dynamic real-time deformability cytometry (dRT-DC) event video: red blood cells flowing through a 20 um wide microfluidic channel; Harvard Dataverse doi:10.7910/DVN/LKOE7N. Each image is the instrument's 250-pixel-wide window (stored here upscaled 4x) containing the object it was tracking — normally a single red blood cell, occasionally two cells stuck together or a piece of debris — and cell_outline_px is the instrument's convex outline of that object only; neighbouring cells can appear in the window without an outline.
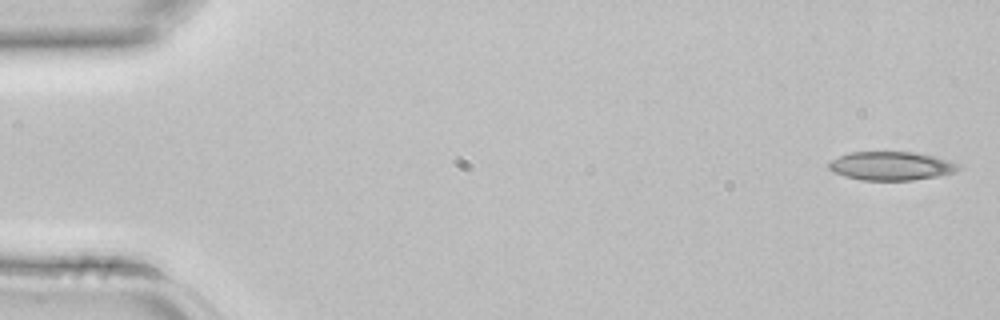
{"species": "common noctule bat (a hibernating species)", "species_latin": "Nyctalus noctula", "temperature_condition": "room temperature", "stored_images_in_passage": 4, "camera_frame_rate_fps": 3000, "um_per_image_px": 0.085, "animal": {"sex": "female", "body_mass_g": 22.7, "forearm_length_mm": 54.2}, "frame": {"image": 1, "passage_image": 1, "time_ms": 0.0, "image_size_px": [1000, 320], "cell_outline_px": [[960, 168], [956, 172], [940, 176], [912, 180], [860, 180], [844, 176], [832, 172], [828, 168], [828, 164], [832, 160], [848, 152], [916, 152], [948, 160], [960, 164]], "centroid_in_image_um": [75.75, 14.11], "position_along_channel_um": 9.2, "area_um2": 21.73}}
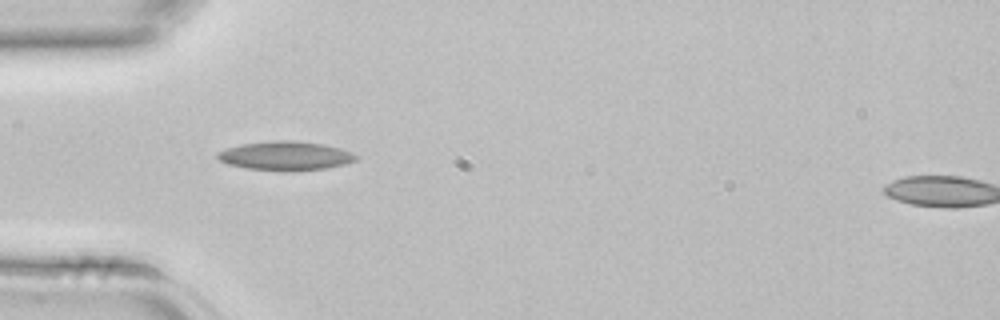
{"frame": {"image": 2, "passage_image": 4, "time_ms": 1.0, "image_size_px": [1000, 320], "cell_outline_px": [[360, 156], [356, 160], [344, 164], [328, 168], [288, 172], [244, 168], [228, 164], [220, 160], [216, 156], [216, 152], [240, 144], [276, 140], [292, 140], [320, 144], [340, 148], [352, 152]], "centroid_in_image_um": [24.27, 13.26], "position_along_channel_um": 60.7, "area_um2": 23.58}}